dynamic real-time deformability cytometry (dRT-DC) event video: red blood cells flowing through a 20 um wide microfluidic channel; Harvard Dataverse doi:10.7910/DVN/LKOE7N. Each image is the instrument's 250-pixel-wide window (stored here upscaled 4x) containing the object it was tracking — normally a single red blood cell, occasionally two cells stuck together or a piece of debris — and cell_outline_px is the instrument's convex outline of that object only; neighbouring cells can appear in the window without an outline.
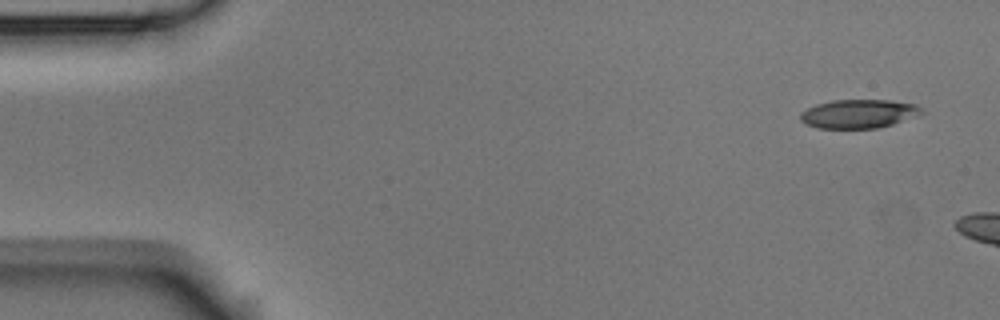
{"species": "Egyptian fruit bat (a non-hibernating species)", "species_latin": "Rousettus aegyptiacus", "temperature_condition": "room temperature", "stored_images_in_passage": 3, "camera_frame_rate_fps": 3000, "um_per_image_px": 0.085, "animal": {"sex": "male"}, "frame": {"image": 1, "passage_image": 1, "time_ms": 0.0, "image_size_px": [1000, 320], "cell_outline_px": [[924, 112], [892, 124], [876, 128], [816, 128], [804, 124], [800, 120], [800, 112], [816, 104], [832, 100], [888, 100], [916, 104], [924, 108]], "centroid_in_image_um": [72.95, 9.67], "position_along_channel_um": 12.1, "area_um2": 20.29}}